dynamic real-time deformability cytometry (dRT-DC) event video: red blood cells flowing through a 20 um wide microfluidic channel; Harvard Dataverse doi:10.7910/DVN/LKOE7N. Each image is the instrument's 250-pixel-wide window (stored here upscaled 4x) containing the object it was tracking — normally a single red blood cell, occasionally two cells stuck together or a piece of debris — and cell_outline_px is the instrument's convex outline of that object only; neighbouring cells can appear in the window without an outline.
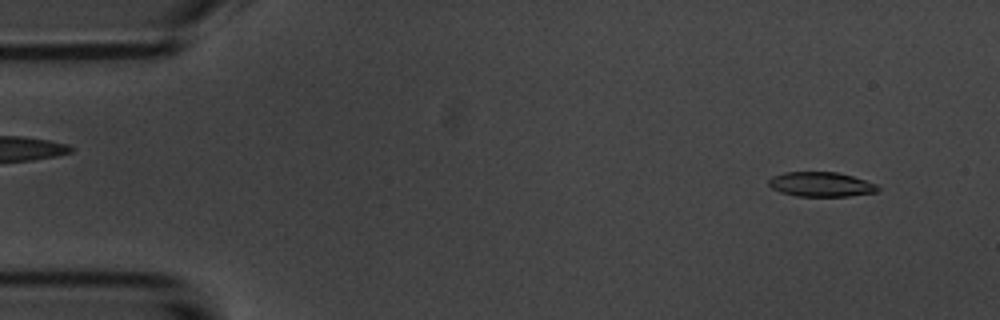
{"species": "common noctule bat (a hibernating species)", "species_latin": "Nyctalus noctula", "temperature_condition": "room temperature", "stored_images_in_passage": 4, "camera_frame_rate_fps": 3000, "um_per_image_px": 0.085, "animal": {"sex": "male", "body_mass_g": 20.1, "forearm_length_mm": 53.5}, "frame": {"image": 1, "passage_image": 1, "time_ms": 0.0, "image_size_px": [1000, 320], "cell_outline_px": [[880, 188], [876, 192], [848, 196], [796, 196], [780, 192], [772, 188], [768, 184], [768, 180], [772, 176], [784, 172], [836, 172], [852, 176], [876, 184]], "centroid_in_image_um": [69.75, 15.67], "position_along_channel_um": 15.2, "area_um2": 15.61}}
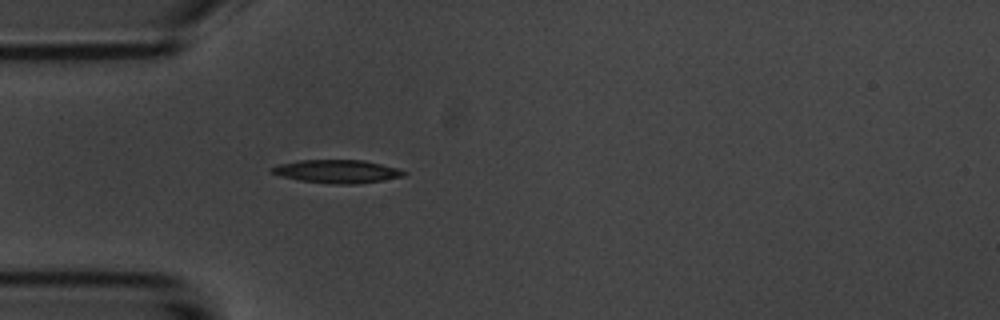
{"frame": {"image": 2, "passage_image": 4, "time_ms": 3.667, "image_size_px": [1000, 320], "cell_outline_px": [[408, 172], [404, 176], [384, 180], [356, 184], [332, 184], [300, 180], [268, 172], [268, 168], [280, 164], [300, 160], [364, 160], [400, 168]], "centroid_in_image_um": [28.69, 14.56], "position_along_channel_um": 56.3, "area_um2": 17.98}}